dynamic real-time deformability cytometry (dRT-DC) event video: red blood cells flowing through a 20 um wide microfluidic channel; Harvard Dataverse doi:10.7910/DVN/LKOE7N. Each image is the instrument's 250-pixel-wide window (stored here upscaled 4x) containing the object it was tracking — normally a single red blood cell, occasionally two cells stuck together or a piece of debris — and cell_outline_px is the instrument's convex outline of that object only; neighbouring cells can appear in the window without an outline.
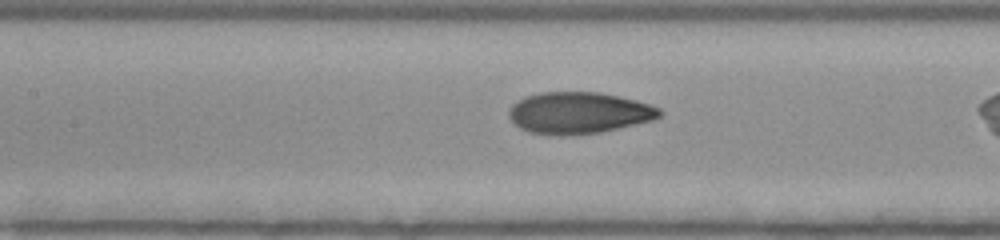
{"species": "human", "species_latin": "Homo sapiens", "temperature_condition": "room temperature", "stored_images_in_passage": 36, "camera_frame_rate_fps": 3000, "um_per_image_px": 0.085, "donor": {"sex": "female"}, "frame": {"image": 1, "passage_image": 20, "time_ms": 6.333, "image_size_px": [1000, 240], "cell_outline_px": [[664, 112], [660, 116], [652, 120], [636, 124], [600, 132], [528, 132], [520, 128], [508, 116], [508, 112], [512, 104], [524, 96], [540, 92], [596, 92], [636, 100], [660, 108]], "centroid_in_image_um": [49.21, 9.54], "position_along_channel_um": 158.2, "area_um2": 35.43}}
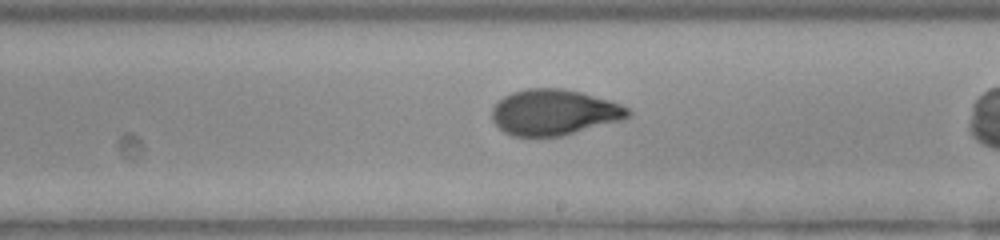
{"frame": {"image": 2, "passage_image": 26, "time_ms": 8.333, "image_size_px": [1000, 240], "cell_outline_px": [[632, 116], [624, 120], [564, 136], [512, 136], [504, 132], [492, 120], [492, 108], [504, 96], [512, 92], [528, 88], [564, 88], [580, 92], [608, 100], [620, 104], [628, 108], [632, 112]], "centroid_in_image_um": [47.13, 9.56], "position_along_channel_um": 241.9, "area_um2": 36.53}}
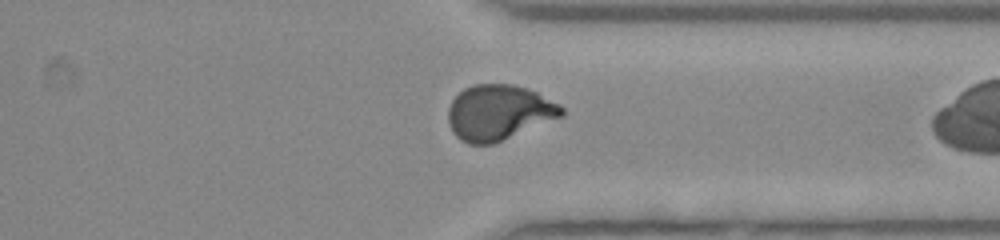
{"frame": {"image": 3, "passage_image": 35, "time_ms": 11.333, "image_size_px": [1000, 240], "cell_outline_px": [[564, 116], [492, 144], [468, 144], [460, 140], [452, 132], [448, 124], [448, 108], [452, 100], [464, 88], [476, 84], [512, 84], [536, 92], [560, 104], [564, 108]], "centroid_in_image_um": [42.39, 9.57], "position_along_channel_um": 369.0, "area_um2": 36.59}}